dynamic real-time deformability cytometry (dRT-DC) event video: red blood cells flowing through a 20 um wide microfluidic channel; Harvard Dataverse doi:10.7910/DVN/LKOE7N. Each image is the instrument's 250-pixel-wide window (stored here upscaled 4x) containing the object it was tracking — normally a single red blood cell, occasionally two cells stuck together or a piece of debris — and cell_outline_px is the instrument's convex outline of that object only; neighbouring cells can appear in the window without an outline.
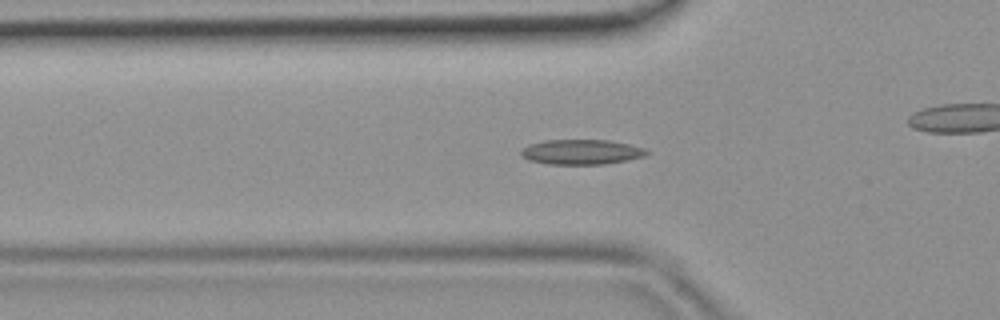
{"species": "common noctule bat (a hibernating species)", "species_latin": "Nyctalus noctula", "temperature_condition": "room temperature", "stored_images_in_passage": 37, "camera_frame_rate_fps": 3000, "um_per_image_px": 0.085, "animal": {"sex": "female", "body_mass_g": 19.9}, "frame": {"image": 1, "passage_image": 6, "time_ms": 1.667, "image_size_px": [1000, 320], "cell_outline_px": [[652, 152], [644, 156], [628, 160], [604, 164], [548, 164], [528, 160], [520, 156], [520, 152], [528, 144], [544, 140], [608, 140], [628, 144], [644, 148]], "centroid_in_image_um": [49.41, 12.92], "position_along_channel_um": 76.4, "area_um2": 18.38}}